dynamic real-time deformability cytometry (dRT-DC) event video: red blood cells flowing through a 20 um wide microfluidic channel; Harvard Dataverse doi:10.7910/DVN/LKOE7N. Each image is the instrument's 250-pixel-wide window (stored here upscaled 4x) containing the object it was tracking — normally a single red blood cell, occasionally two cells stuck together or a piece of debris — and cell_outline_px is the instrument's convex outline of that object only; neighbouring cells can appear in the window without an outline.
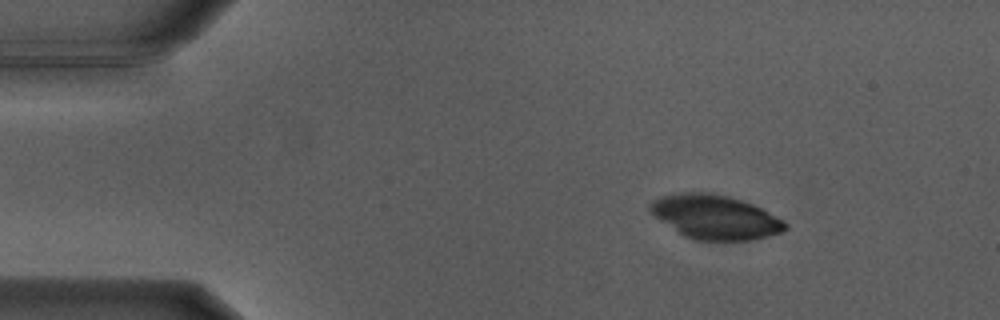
{"species": "Egyptian fruit bat (a non-hibernating species)", "species_latin": "Rousettus aegyptiacus", "temperature_condition": "warm", "stored_images_in_passage": 53, "camera_frame_rate_fps": 3000, "um_per_image_px": 0.085, "animal": {"sex": "male"}, "frame": {"image": 1, "passage_image": 7, "time_ms": 2.0, "image_size_px": [1000, 320], "cell_outline_px": [[788, 228], [780, 232], [768, 236], [748, 240], [696, 240], [684, 236], [656, 216], [648, 208], [648, 204], [652, 200], [660, 196], [684, 192], [704, 192], [728, 196], [752, 204], [784, 220], [788, 224]], "centroid_in_image_um": [60.79, 18.44], "position_along_channel_um": 24.2, "area_um2": 34.33}}